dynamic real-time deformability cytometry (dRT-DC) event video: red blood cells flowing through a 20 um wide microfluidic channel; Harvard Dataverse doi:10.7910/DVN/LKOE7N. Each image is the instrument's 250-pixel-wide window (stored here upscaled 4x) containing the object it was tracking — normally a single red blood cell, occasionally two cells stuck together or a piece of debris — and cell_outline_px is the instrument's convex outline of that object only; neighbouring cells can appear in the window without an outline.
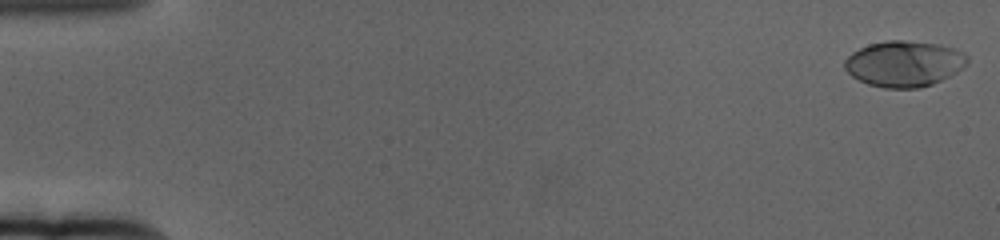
{"species": "human", "species_latin": "Homo sapiens", "temperature_condition": "cold", "stored_images_in_passage": 61, "camera_frame_rate_fps": 3000, "um_per_image_px": 0.085, "donor": {"sex": "female"}, "frame": {"image": 1, "passage_image": 1, "time_ms": 0.0, "image_size_px": [1000, 240], "cell_outline_px": [[968, 64], [964, 68], [932, 84], [920, 88], [884, 88], [868, 84], [852, 76], [844, 68], [844, 60], [852, 52], [868, 44], [888, 40], [904, 40], [940, 44], [956, 48], [964, 52], [968, 56]], "centroid_in_image_um": [76.87, 5.4], "position_along_channel_um": 8.1, "area_um2": 33.0}}
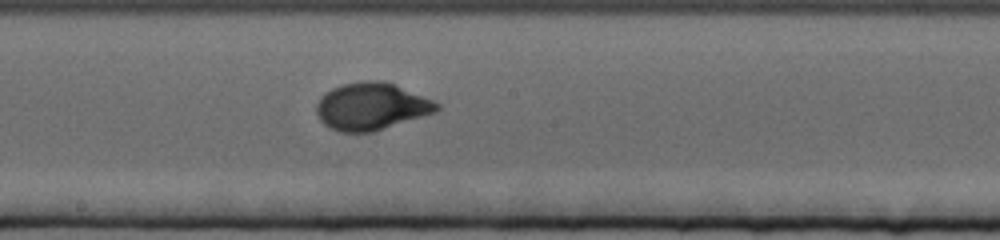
{"frame": {"image": 2, "passage_image": 34, "time_ms": 11.0, "image_size_px": [1000, 240], "cell_outline_px": [[440, 108], [436, 112], [372, 132], [340, 132], [328, 128], [320, 120], [316, 112], [316, 104], [320, 96], [324, 92], [332, 88], [344, 84], [364, 80], [384, 80], [396, 84], [432, 100], [440, 104]], "centroid_in_image_um": [31.54, 9.03], "position_along_channel_um": 216.7, "area_um2": 33.29}}
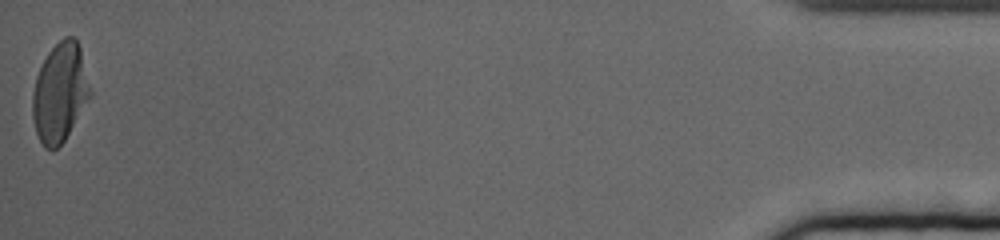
{"frame": {"image": 3, "passage_image": 61, "time_ms": 20.0, "image_size_px": [1000, 240], "cell_outline_px": [[92, 96], [64, 140], [52, 152], [44, 148], [36, 132], [32, 116], [32, 92], [36, 76], [48, 52], [64, 36], [72, 36], [76, 40], [80, 48], [92, 92]], "centroid_in_image_um": [5.09, 7.88], "position_along_channel_um": 430.1, "area_um2": 33.29}, "authors_computed_cell_mechanics": {"area_um2": 31.9056, "velocity_mm_per_s": 3.3546, "shape_relaxation_time_tau1_ms": 3.5097, "shape_relaxation_time_tau2_ms": null, "deformation_change_tau1": 0.1909, "deformation_change_tau2": null}}